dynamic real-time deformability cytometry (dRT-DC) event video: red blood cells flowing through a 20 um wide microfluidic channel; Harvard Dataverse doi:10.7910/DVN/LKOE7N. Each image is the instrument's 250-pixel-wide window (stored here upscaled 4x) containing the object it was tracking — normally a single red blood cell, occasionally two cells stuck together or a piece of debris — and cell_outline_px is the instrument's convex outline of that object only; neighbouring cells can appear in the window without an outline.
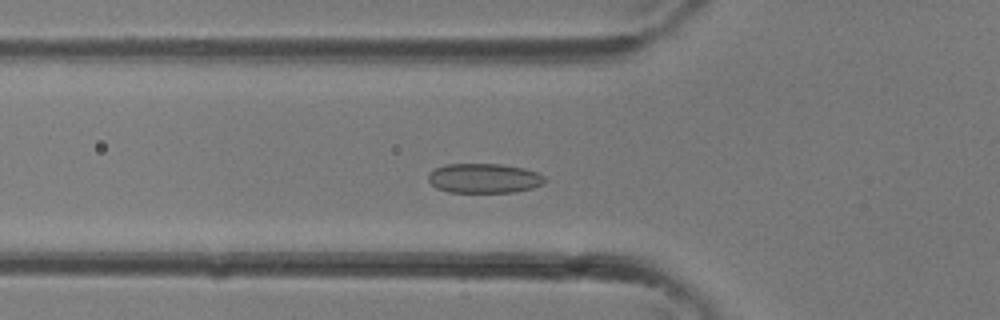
{"species": "common noctule bat (a hibernating species)", "species_latin": "Nyctalus noctula", "temperature_condition": "room temperature", "stored_images_in_passage": 27, "camera_frame_rate_fps": 3000, "um_per_image_px": 0.085, "animal": {"sex": "female"}, "frame": {"image": 1, "passage_image": 4, "time_ms": 1.0, "image_size_px": [1000, 320], "cell_outline_px": [[544, 184], [532, 188], [516, 192], [448, 192], [436, 188], [428, 180], [428, 176], [436, 168], [448, 164], [500, 164], [524, 168], [536, 172], [544, 176]], "centroid_in_image_um": [41.16, 15.16], "position_along_channel_um": 84.6, "area_um2": 20.0}}
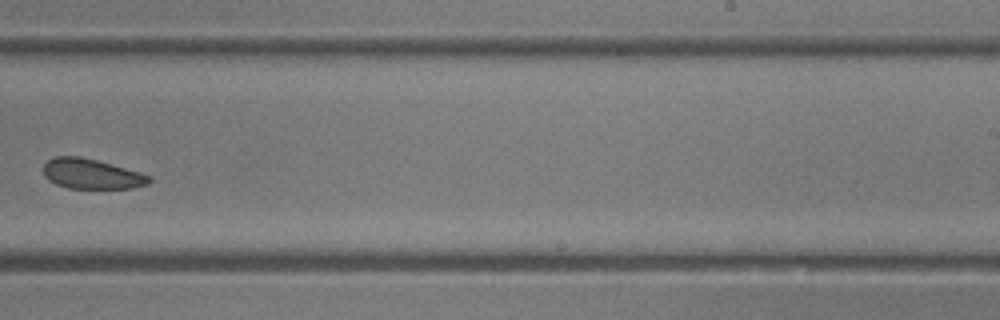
{"frame": {"image": 2, "passage_image": 14, "time_ms": 4.333, "image_size_px": [1000, 320], "cell_outline_px": [[152, 180], [148, 184], [132, 188], [68, 188], [56, 184], [48, 180], [44, 176], [44, 164], [48, 160], [56, 156], [80, 156], [112, 164], [140, 172], [152, 176]], "centroid_in_image_um": [7.79, 14.78], "position_along_channel_um": 281.2, "area_um2": 18.55}}
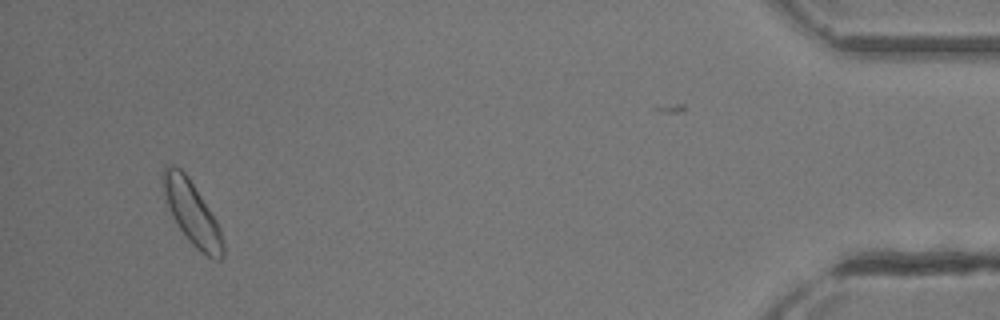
{"frame": {"image": 3, "passage_image": 25, "time_ms": 8.0, "image_size_px": [1000, 320], "cell_outline_px": [[224, 256], [220, 260], [216, 260], [208, 256], [196, 248], [188, 240], [172, 216], [164, 200], [160, 180], [160, 176], [164, 164], [172, 164], [180, 168], [188, 176], [216, 220], [220, 228], [224, 244]], "centroid_in_image_um": [16.26, 18.03], "position_along_channel_um": 418.9, "area_um2": 22.43}}